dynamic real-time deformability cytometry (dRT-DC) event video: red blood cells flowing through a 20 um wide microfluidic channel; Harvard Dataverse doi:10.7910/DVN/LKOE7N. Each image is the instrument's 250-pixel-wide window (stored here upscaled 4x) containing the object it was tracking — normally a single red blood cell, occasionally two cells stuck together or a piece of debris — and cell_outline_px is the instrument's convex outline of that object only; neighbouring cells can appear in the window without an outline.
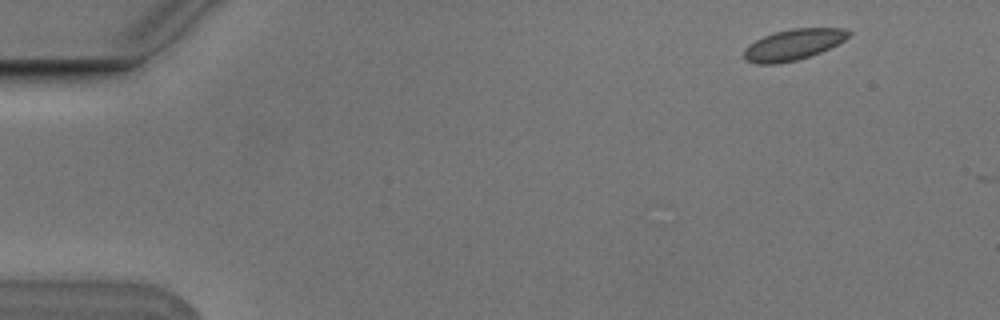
{"species": "Egyptian fruit bat (a non-hibernating species)", "species_latin": "Rousettus aegyptiacus", "temperature_condition": "cold", "stored_images_in_passage": 3, "camera_frame_rate_fps": 3000, "um_per_image_px": 0.085, "animal": {"sex": "male"}, "frame": {"image": 1, "passage_image": 1, "time_ms": 0.0, "image_size_px": [1000, 320], "cell_outline_px": [[852, 36], [820, 52], [796, 60], [776, 64], [756, 64], [744, 60], [744, 48], [748, 44], [764, 36], [776, 32], [792, 28], [844, 28], [852, 32]], "centroid_in_image_um": [67.42, 3.79], "position_along_channel_um": 17.6, "area_um2": 18.84}}